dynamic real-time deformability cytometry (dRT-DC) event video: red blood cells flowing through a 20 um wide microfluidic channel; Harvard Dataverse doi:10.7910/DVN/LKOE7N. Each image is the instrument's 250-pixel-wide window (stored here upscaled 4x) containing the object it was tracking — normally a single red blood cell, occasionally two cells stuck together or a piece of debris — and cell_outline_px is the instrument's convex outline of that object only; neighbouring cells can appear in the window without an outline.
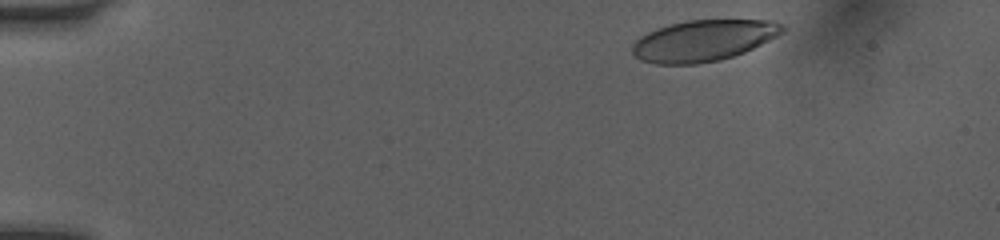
{"species": "human", "species_latin": "Homo sapiens", "temperature_condition": "room temperature", "stored_images_in_passage": 39, "camera_frame_rate_fps": 3000, "um_per_image_px": 0.085, "donor": {"sex": "female"}, "frame": {"image": 1, "passage_image": 2, "time_ms": 0.333, "image_size_px": [1000, 240], "cell_outline_px": [[784, 32], [744, 52], [720, 60], [696, 64], [656, 64], [640, 60], [632, 52], [632, 44], [640, 36], [656, 28], [668, 24], [688, 20], [772, 20], [784, 24]], "centroid_in_image_um": [59.77, 3.44], "position_along_channel_um": 25.2, "area_um2": 36.01}}
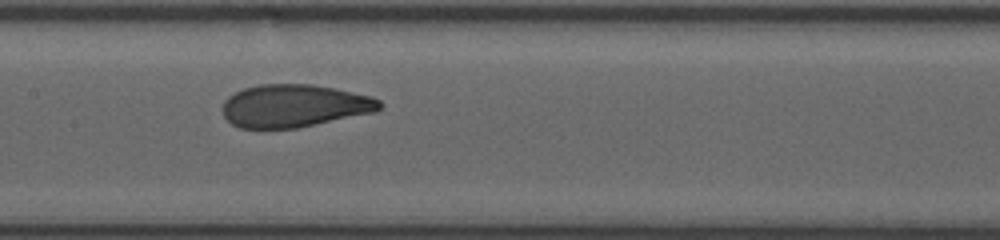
{"frame": {"image": 2, "passage_image": 21, "time_ms": 6.667, "image_size_px": [1000, 240], "cell_outline_px": [[384, 104], [376, 112], [296, 128], [240, 128], [232, 124], [224, 116], [224, 100], [228, 96], [244, 88], [260, 84], [312, 84], [372, 96], [380, 100]], "centroid_in_image_um": [25.03, 8.99], "position_along_channel_um": 182.4, "area_um2": 39.02}}
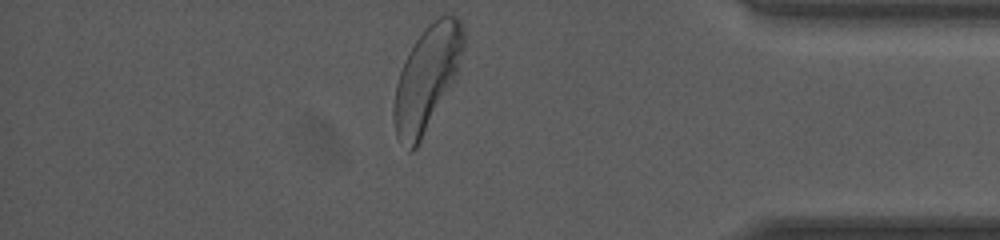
{"frame": {"image": 3, "passage_image": 39, "time_ms": 12.667, "image_size_px": [1000, 240], "cell_outline_px": [[464, 48], [456, 76], [416, 148], [412, 152], [408, 152], [396, 136], [392, 120], [392, 108], [396, 84], [400, 72], [408, 52], [416, 40], [428, 24], [432, 20], [444, 12], [456, 16], [460, 20], [464, 32]], "centroid_in_image_um": [36.26, 6.63], "position_along_channel_um": 398.9, "area_um2": 42.31}, "authors_computed_cell_mechanics": {"area_um2": 39.3618, "velocity_mm_per_s": 4.0346, "shape_relaxation_time_tau1_ms": 5.0074, "shape_relaxation_time_tau2_ms": null, "deformation_change_tau1": 0.1876, "deformation_change_tau2": null}}